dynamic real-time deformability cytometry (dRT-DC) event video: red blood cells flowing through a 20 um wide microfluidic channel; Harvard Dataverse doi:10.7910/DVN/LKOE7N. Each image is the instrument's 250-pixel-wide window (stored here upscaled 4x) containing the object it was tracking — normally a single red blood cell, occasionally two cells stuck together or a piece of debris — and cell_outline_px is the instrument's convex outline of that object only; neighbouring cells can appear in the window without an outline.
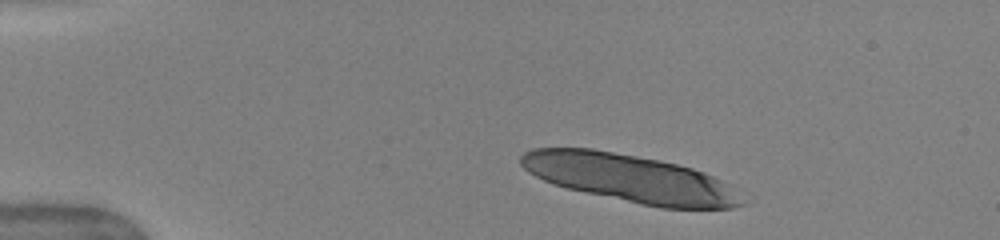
{"species": "human", "species_latin": "Homo sapiens", "temperature_condition": "warm", "stored_images_in_passage": 17, "camera_frame_rate_fps": 3000, "um_per_image_px": 0.085, "donor": {"sex": "female"}, "frame": {"image": 1, "passage_image": 5, "time_ms": 1.0, "image_size_px": [1000, 240], "cell_outline_px": [[744, 204], [732, 208], [660, 208], [640, 204], [568, 188], [552, 184], [528, 172], [520, 164], [520, 156], [524, 152], [532, 148], [592, 148], [660, 160], [692, 168], [704, 172], [720, 180]], "centroid_in_image_um": [53.45, 15.14], "position_along_channel_um": 31.5, "area_um2": 60.63}}